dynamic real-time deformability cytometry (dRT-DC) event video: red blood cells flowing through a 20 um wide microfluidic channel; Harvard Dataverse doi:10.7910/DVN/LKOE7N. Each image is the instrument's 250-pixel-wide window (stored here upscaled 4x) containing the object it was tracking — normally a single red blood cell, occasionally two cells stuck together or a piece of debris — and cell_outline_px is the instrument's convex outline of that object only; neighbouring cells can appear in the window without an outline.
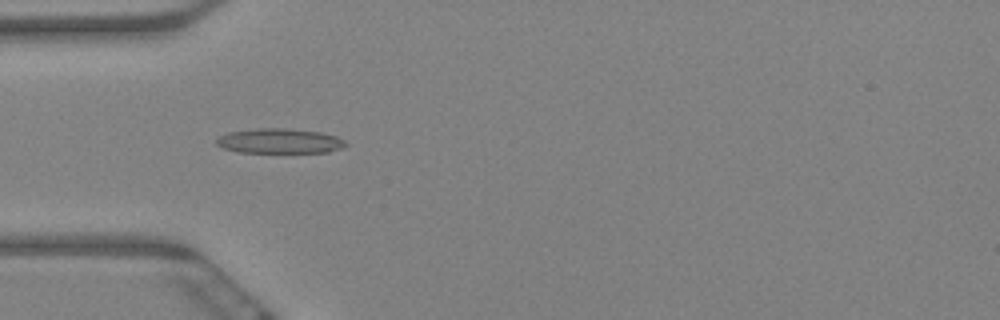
{"species": "Egyptian fruit bat (a non-hibernating species)", "species_latin": "Rousettus aegyptiacus", "temperature_condition": "warm", "stored_images_in_passage": 42, "camera_frame_rate_fps": 3000, "um_per_image_px": 0.085, "animal": {"sex": "female"}, "frame": {"image": 1, "passage_image": 1, "time_ms": 0.0, "image_size_px": [1000, 320], "cell_outline_px": [[348, 144], [340, 148], [328, 152], [236, 152], [224, 148], [216, 144], [216, 140], [220, 136], [228, 132], [256, 128], [284, 128], [320, 132], [336, 136], [344, 140]], "centroid_in_image_um": [23.75, 11.98], "position_along_channel_um": 61.3, "area_um2": 18.61}}
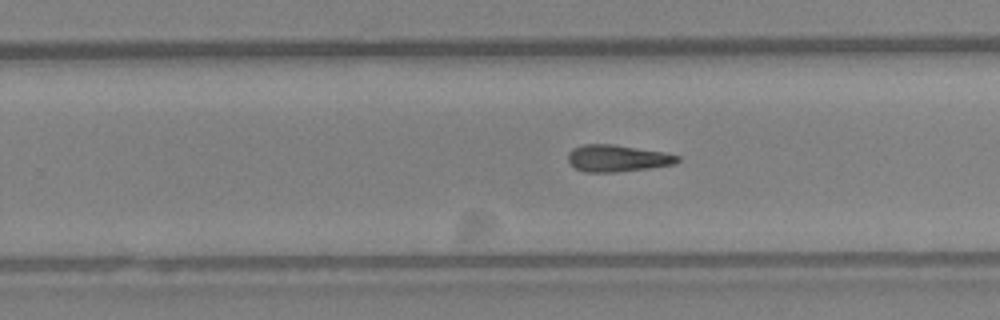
{"frame": {"image": 2, "passage_image": 20, "time_ms": 6.333, "image_size_px": [1000, 320], "cell_outline_px": [[680, 160], [672, 164], [648, 168], [616, 172], [584, 172], [576, 168], [568, 160], [568, 152], [572, 148], [584, 144], [612, 144], [664, 152], [680, 156]], "centroid_in_image_um": [52.45, 13.45], "position_along_channel_um": 277.4, "area_um2": 16.99}}
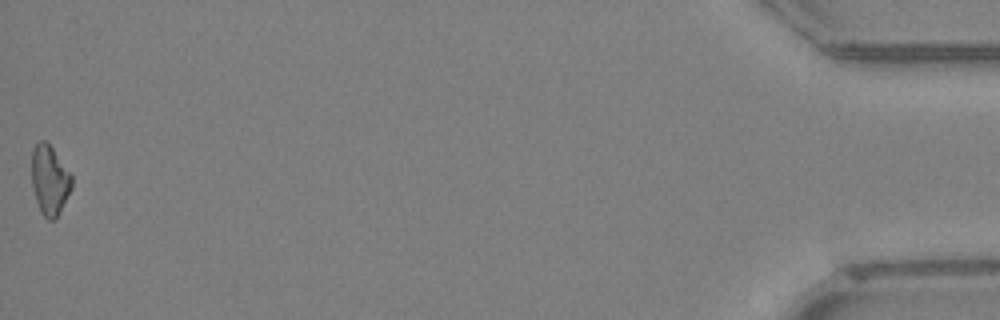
{"frame": {"image": 3, "passage_image": 42, "time_ms": 13.667, "image_size_px": [1000, 320], "cell_outline_px": [[72, 188], [56, 216], [52, 220], [48, 220], [40, 212], [36, 200], [32, 184], [32, 148], [40, 140], [44, 140], [52, 148], [72, 176]], "centroid_in_image_um": [4.2, 15.3], "position_along_channel_um": 431.0, "area_um2": 15.9}}